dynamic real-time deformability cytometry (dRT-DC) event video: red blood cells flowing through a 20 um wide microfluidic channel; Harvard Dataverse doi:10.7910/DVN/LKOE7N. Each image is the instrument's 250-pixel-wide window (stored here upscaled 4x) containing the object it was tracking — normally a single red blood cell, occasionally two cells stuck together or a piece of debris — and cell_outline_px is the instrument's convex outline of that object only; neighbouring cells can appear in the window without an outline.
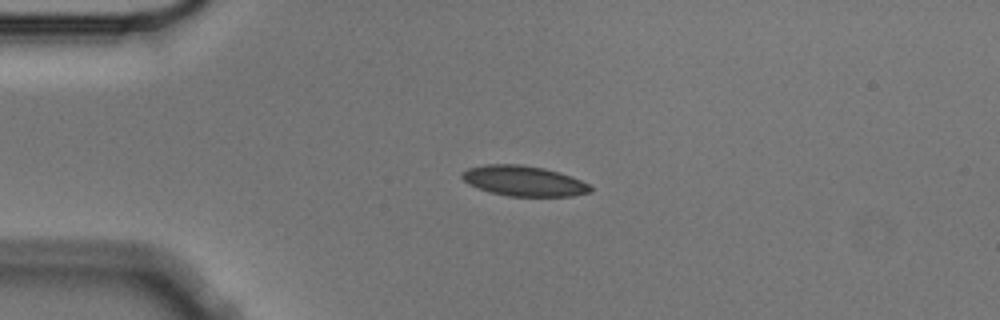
{"species": "Egyptian fruit bat (a non-hibernating species)", "species_latin": "Rousettus aegyptiacus", "temperature_condition": "cold", "stored_images_in_passage": 1, "camera_frame_rate_fps": 3000, "um_per_image_px": 0.085, "animal": {"sex": "male"}, "frame": {"image": 1, "passage_image": 1, "time_ms": 0.0, "image_size_px": [1000, 320], "cell_outline_px": [[592, 192], [572, 196], [508, 196], [492, 192], [468, 184], [460, 176], [468, 168], [488, 164], [520, 164], [544, 168], [560, 172], [572, 176], [588, 184], [592, 188]], "centroid_in_image_um": [44.55, 15.37], "position_along_channel_um": 40.4, "area_um2": 22.54}}